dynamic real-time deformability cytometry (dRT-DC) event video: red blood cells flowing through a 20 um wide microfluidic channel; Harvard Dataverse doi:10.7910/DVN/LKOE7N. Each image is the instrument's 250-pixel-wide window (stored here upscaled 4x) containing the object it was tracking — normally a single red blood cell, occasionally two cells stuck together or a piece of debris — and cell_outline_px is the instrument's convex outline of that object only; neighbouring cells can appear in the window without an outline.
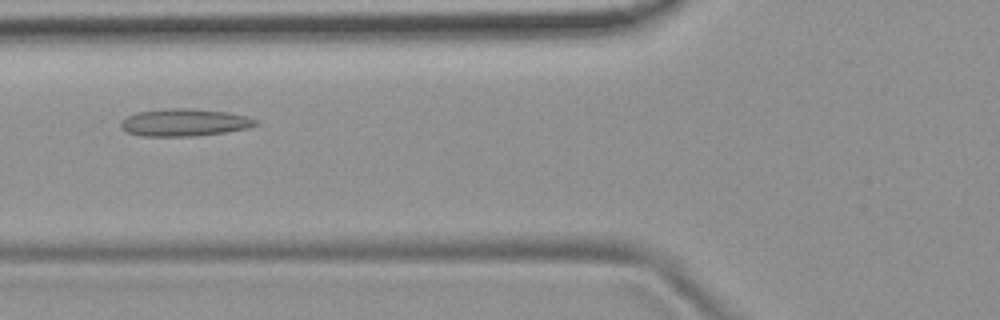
{"species": "common noctule bat (a hibernating species)", "species_latin": "Nyctalus noctula", "temperature_condition": "room temperature", "stored_images_in_passage": 5, "camera_frame_rate_fps": 3000, "um_per_image_px": 0.085, "animal": {"sex": "female", "body_mass_g": 19.9}, "frame": {"image": 1, "passage_image": 5, "time_ms": 4.667, "image_size_px": [1000, 320], "cell_outline_px": [[260, 124], [248, 128], [224, 132], [196, 136], [140, 136], [128, 132], [120, 128], [120, 120], [136, 112], [160, 108], [188, 108], [228, 112], [248, 116], [256, 120]], "centroid_in_image_um": [15.65, 10.4], "position_along_channel_um": 110.1, "area_um2": 21.79}}